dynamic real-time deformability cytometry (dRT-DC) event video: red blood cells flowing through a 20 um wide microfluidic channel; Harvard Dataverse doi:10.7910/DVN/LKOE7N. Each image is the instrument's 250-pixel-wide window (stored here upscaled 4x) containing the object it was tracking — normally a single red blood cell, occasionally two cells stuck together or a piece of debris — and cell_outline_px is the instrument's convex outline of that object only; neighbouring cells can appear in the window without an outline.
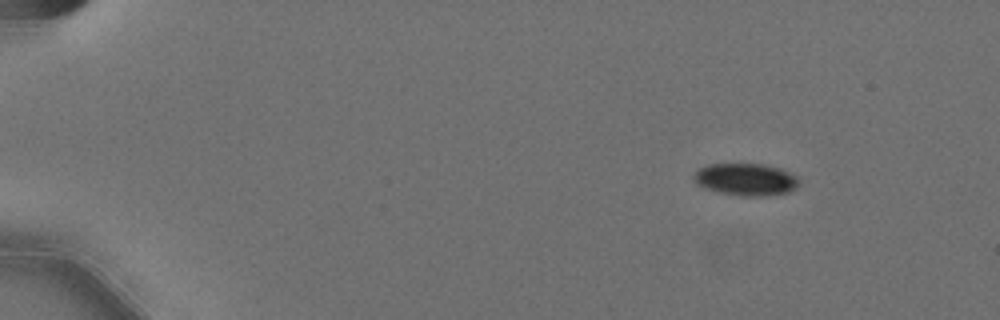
{"species": "Egyptian fruit bat (a non-hibernating species)", "species_latin": "Rousettus aegyptiacus", "temperature_condition": "cold", "stored_images_in_passage": 17, "camera_frame_rate_fps": 3000, "um_per_image_px": 0.085, "animal": {"sex": "female"}, "frame": {"image": 1, "passage_image": 8, "time_ms": 2.333, "image_size_px": [1000, 320], "cell_outline_px": [[800, 184], [796, 188], [788, 192], [756, 196], [744, 196], [720, 192], [708, 188], [700, 184], [696, 180], [696, 172], [700, 168], [708, 164], [764, 164], [780, 168], [796, 176], [800, 180]], "centroid_in_image_um": [63.48, 15.24], "position_along_channel_um": 21.5, "area_um2": 19.25}}